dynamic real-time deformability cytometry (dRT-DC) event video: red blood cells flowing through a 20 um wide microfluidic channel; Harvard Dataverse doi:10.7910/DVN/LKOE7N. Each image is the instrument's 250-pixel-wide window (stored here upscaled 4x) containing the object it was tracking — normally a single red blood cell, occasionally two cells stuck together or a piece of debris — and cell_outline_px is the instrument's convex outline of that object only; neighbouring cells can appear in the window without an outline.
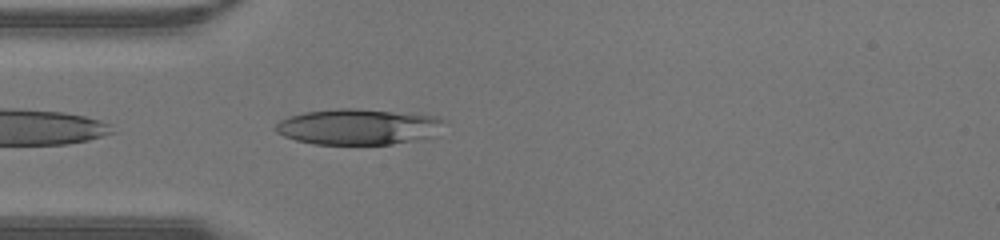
{"species": "human", "species_latin": "Homo sapiens", "temperature_condition": "warm", "stored_images_in_passage": 30, "camera_frame_rate_fps": 3000, "um_per_image_px": 0.085, "donor": {"sex": "male"}, "frame": {"image": 1, "passage_image": 1, "time_ms": 0.0, "image_size_px": [1000, 240], "cell_outline_px": [[448, 120], [432, 136], [392, 144], [312, 144], [296, 140], [284, 136], [276, 132], [276, 124], [280, 120], [288, 116], [304, 112], [340, 108], [352, 108], [440, 116]], "centroid_in_image_um": [30.44, 10.77], "position_along_channel_um": 54.6, "area_um2": 35.08}}
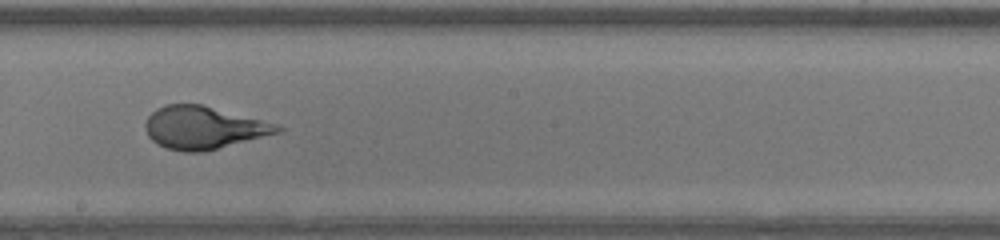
{"frame": {"image": 2, "passage_image": 12, "time_ms": 3.667, "image_size_px": [1000, 240], "cell_outline_px": [[284, 128], [280, 132], [204, 152], [184, 152], [168, 148], [152, 140], [148, 136], [144, 124], [148, 116], [156, 108], [164, 104], [200, 104], [276, 124]], "centroid_in_image_um": [17.26, 10.85], "position_along_channel_um": 230.9, "area_um2": 32.43}}
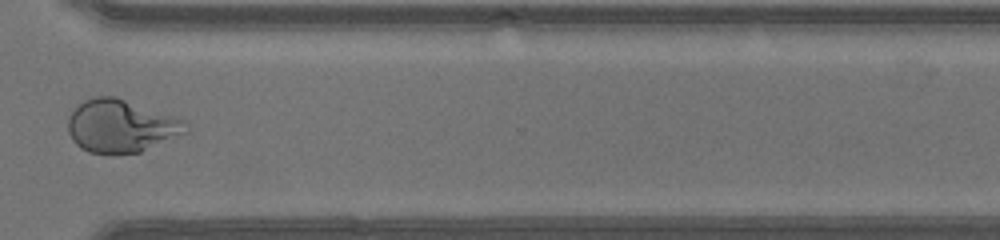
{"frame": {"image": 3, "passage_image": 20, "time_ms": 6.333, "image_size_px": [1000, 240], "cell_outline_px": [[188, 132], [140, 152], [112, 156], [108, 156], [88, 152], [80, 148], [72, 140], [68, 132], [68, 116], [84, 100], [92, 96], [116, 96], [184, 120], [188, 124]], "centroid_in_image_um": [10.26, 10.74], "position_along_channel_um": 360.3, "area_um2": 36.7}}